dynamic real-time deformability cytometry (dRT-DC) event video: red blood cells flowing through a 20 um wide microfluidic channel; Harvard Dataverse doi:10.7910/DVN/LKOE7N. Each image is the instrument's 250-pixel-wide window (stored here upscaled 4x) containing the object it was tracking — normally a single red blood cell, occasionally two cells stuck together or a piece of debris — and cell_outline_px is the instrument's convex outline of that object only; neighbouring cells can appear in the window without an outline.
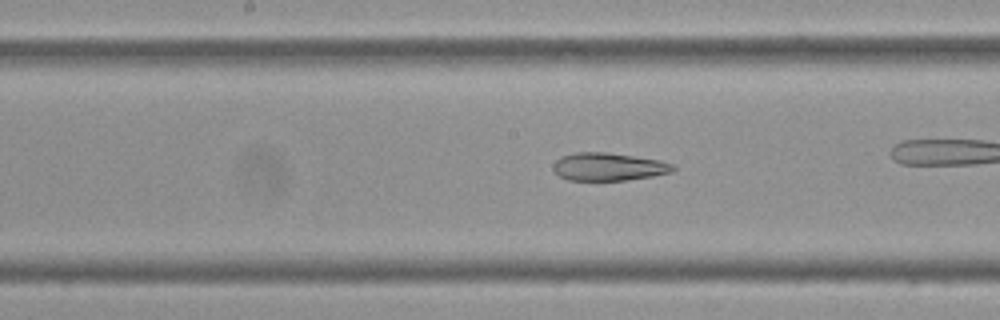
{"species": "Egyptian fruit bat (a non-hibernating species)", "species_latin": "Rousettus aegyptiacus", "temperature_condition": "cold", "stored_images_in_passage": 55, "camera_frame_rate_fps": 3000, "um_per_image_px": 0.085, "frame": {"image": 1, "passage_image": 32, "time_ms": 10.333, "image_size_px": [1000, 320], "cell_outline_px": [[676, 168], [672, 172], [652, 176], [628, 180], [568, 180], [560, 176], [552, 168], [552, 164], [560, 156], [576, 152], [604, 152], [660, 160], [672, 164]], "centroid_in_image_um": [51.7, 14.17], "position_along_channel_um": 196.5, "area_um2": 19.42}, "authors_computed_cell_mechanics": {"area_um2": 24.3916, "velocity_mm_per_s": 3.3633, "shape_relaxation_time_tau1_ms": null, "shape_relaxation_time_tau2_ms": 4.1466, "deformation_change_tau1": null, "deformation_change_tau2": 0.105}}